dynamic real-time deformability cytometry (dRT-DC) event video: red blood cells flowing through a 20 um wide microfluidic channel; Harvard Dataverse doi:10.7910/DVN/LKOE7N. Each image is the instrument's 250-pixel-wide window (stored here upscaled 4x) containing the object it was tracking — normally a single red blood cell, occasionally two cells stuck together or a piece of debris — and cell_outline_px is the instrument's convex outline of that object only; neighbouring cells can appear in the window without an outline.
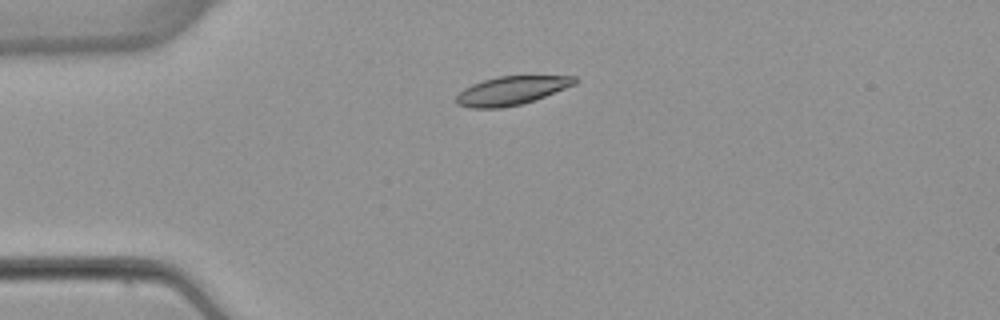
{"species": "common noctule bat (a hibernating species)", "species_latin": "Nyctalus noctula", "temperature_condition": "warm", "stored_images_in_passage": 5, "camera_frame_rate_fps": 3000, "um_per_image_px": 0.085, "animal": {"sex": "female", "body_mass_g": 22.7, "forearm_length_mm": 54.2}, "frame": {"image": 1, "passage_image": 2, "time_ms": 2.667, "image_size_px": [1000, 320], "cell_outline_px": [[580, 80], [576, 84], [544, 96], [520, 104], [500, 108], [468, 108], [456, 104], [456, 96], [464, 88], [472, 84], [484, 80], [500, 76], [576, 76]], "centroid_in_image_um": [43.46, 7.7], "position_along_channel_um": 41.5, "area_um2": 19.59}}
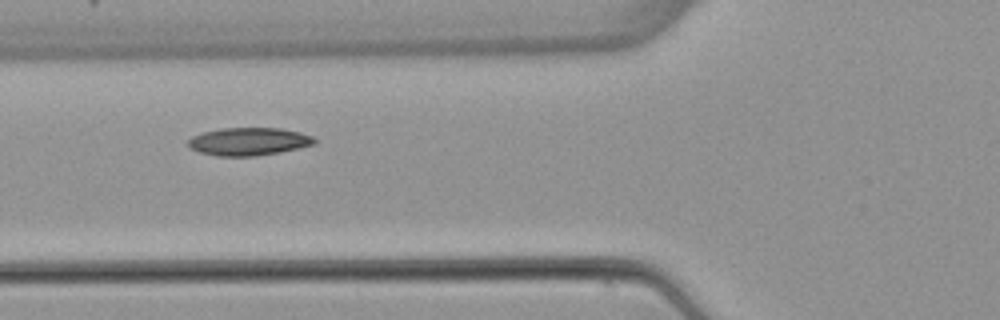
{"frame": {"image": 2, "passage_image": 4, "time_ms": 5.0, "image_size_px": [1000, 320], "cell_outline_px": [[316, 144], [300, 148], [280, 152], [256, 156], [216, 156], [200, 152], [188, 148], [188, 140], [192, 136], [204, 132], [220, 128], [280, 128], [300, 132], [312, 136], [316, 140]], "centroid_in_image_um": [21.14, 12.03], "position_along_channel_um": 104.7, "area_um2": 20.63}}
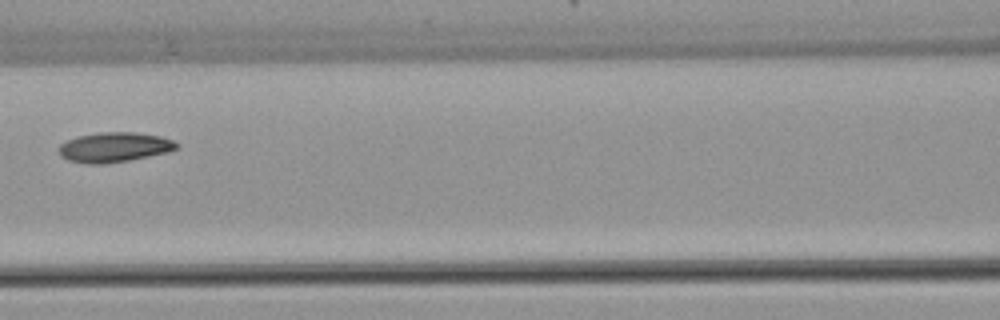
{"frame": {"image": 3, "passage_image": 5, "time_ms": 6.333, "image_size_px": [1000, 320], "cell_outline_px": [[180, 148], [168, 152], [128, 160], [104, 164], [88, 164], [68, 160], [60, 156], [56, 148], [60, 144], [68, 140], [80, 136], [100, 132], [136, 132], [160, 136], [172, 140], [180, 144]], "centroid_in_image_um": [9.71, 12.51], "position_along_channel_um": 156.9, "area_um2": 20.58}}